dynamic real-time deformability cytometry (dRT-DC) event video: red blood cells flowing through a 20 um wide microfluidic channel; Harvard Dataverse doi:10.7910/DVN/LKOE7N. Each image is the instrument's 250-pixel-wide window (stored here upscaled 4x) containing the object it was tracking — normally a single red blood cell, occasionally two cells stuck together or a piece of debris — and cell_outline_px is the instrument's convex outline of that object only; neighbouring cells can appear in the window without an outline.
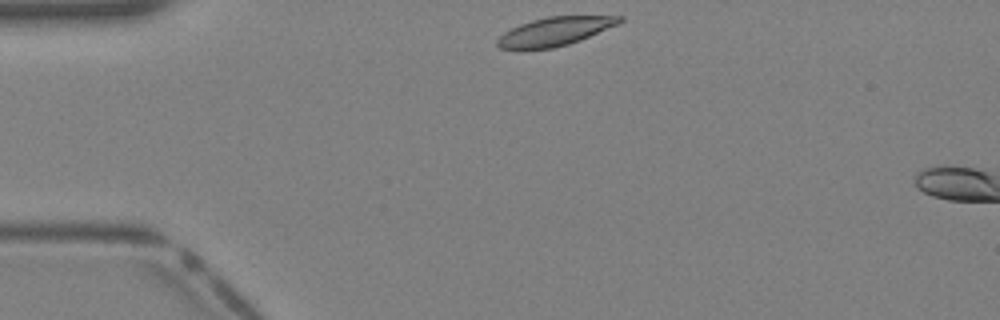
{"species": "Egyptian fruit bat (a non-hibernating species)", "species_latin": "Rousettus aegyptiacus", "temperature_condition": "warm", "stored_images_in_passage": 3, "camera_frame_rate_fps": 3000, "um_per_image_px": 0.085, "animal": {"sex": "female"}, "frame": {"image": 1, "passage_image": 1, "time_ms": 0.0, "image_size_px": [1000, 320], "cell_outline_px": [[624, 20], [620, 24], [580, 40], [568, 44], [552, 48], [520, 52], [500, 48], [496, 44], [496, 40], [504, 32], [520, 24], [532, 20], [548, 16], [624, 16]], "centroid_in_image_um": [47.12, 2.71], "position_along_channel_um": 37.9, "area_um2": 20.87}}